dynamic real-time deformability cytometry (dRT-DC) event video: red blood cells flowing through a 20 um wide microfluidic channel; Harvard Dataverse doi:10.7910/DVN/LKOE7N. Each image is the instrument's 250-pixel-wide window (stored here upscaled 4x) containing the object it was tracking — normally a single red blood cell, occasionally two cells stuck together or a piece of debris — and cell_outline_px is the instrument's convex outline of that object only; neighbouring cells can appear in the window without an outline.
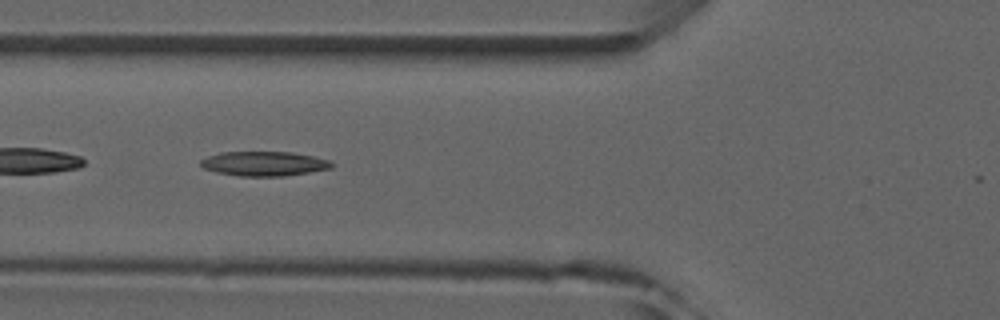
{"species": "common noctule bat (a hibernating species)", "species_latin": "Nyctalus noctula", "temperature_condition": "room temperature", "stored_images_in_passage": 4, "camera_frame_rate_fps": 3000, "um_per_image_px": 0.085, "animal": {"sex": "male", "forearm_length_mm": 52.5}, "frame": {"image": 1, "passage_image": 3, "time_ms": 2.333, "image_size_px": [1000, 320], "cell_outline_px": [[332, 168], [284, 176], [240, 176], [216, 172], [204, 168], [200, 164], [200, 160], [208, 156], [220, 152], [292, 152], [332, 160]], "centroid_in_image_um": [22.44, 13.91], "position_along_channel_um": 103.4, "area_um2": 18.67}}
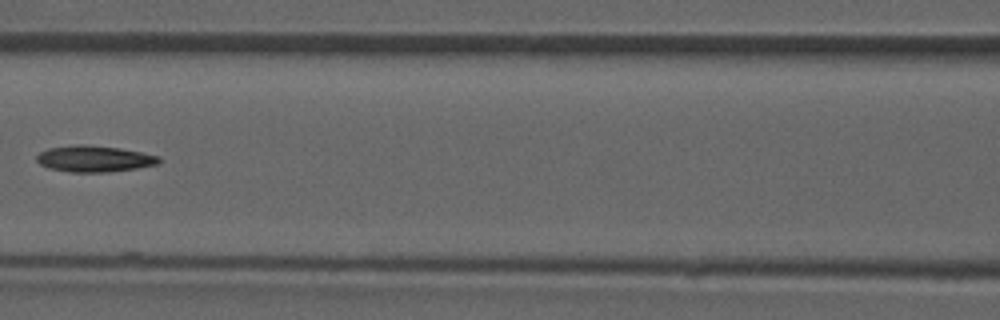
{"frame": {"image": 2, "passage_image": 4, "time_ms": 3.667, "image_size_px": [1000, 320], "cell_outline_px": [[160, 160], [156, 164], [136, 168], [108, 172], [68, 172], [48, 168], [40, 164], [36, 160], [36, 156], [40, 152], [48, 148], [76, 144], [84, 144], [120, 148], [160, 156]], "centroid_in_image_um": [7.97, 13.49], "position_along_channel_um": 158.6, "area_um2": 18.73}}